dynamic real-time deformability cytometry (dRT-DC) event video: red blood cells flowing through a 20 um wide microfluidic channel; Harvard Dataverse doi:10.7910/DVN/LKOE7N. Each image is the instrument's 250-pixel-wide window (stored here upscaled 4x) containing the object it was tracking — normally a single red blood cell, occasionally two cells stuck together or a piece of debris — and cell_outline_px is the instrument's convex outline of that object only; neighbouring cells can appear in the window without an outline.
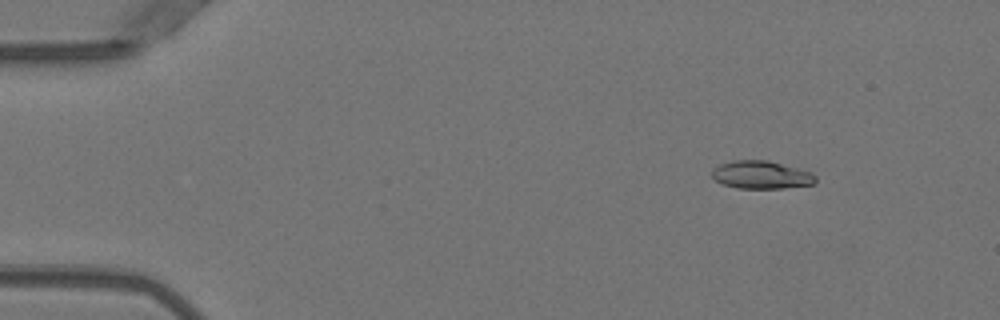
{"species": "Egyptian fruit bat (a non-hibernating species)", "species_latin": "Rousettus aegyptiacus", "temperature_condition": "warm", "stored_images_in_passage": 5, "camera_frame_rate_fps": 3000, "um_per_image_px": 0.085, "animal": {"sex": "female"}, "frame": {"image": 1, "passage_image": 1, "time_ms": 0.0, "image_size_px": [1000, 320], "cell_outline_px": [[816, 180], [812, 184], [784, 188], [736, 188], [720, 184], [712, 176], [712, 168], [720, 164], [732, 160], [768, 160], [812, 172], [816, 176]], "centroid_in_image_um": [64.67, 14.86], "position_along_channel_um": 20.3, "area_um2": 16.94}}
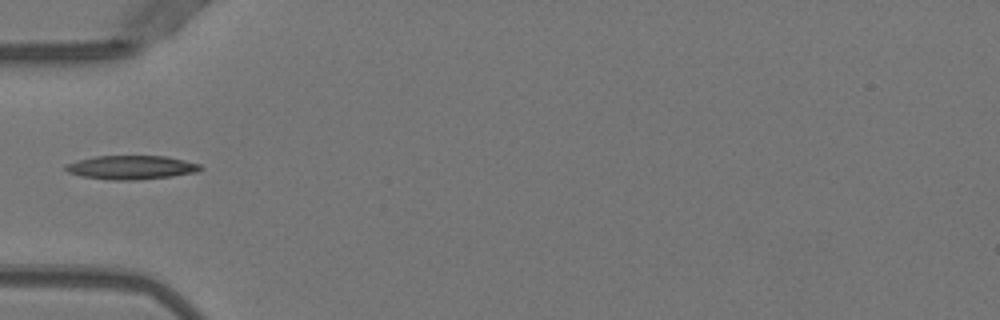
{"frame": {"image": 2, "passage_image": 4, "time_ms": 1.0, "image_size_px": [1000, 320], "cell_outline_px": [[204, 168], [196, 172], [172, 176], [136, 180], [108, 180], [80, 176], [68, 172], [64, 168], [68, 164], [80, 160], [96, 156], [164, 156], [184, 160], [200, 164]], "centroid_in_image_um": [11.18, 14.24], "position_along_channel_um": 73.8, "area_um2": 18.61}}
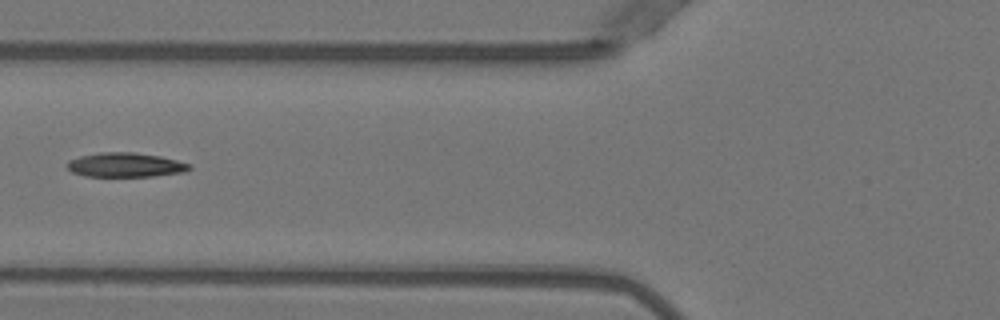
{"frame": {"image": 3, "passage_image": 5, "time_ms": 1.333, "image_size_px": [1000, 320], "cell_outline_px": [[192, 168], [188, 172], [152, 176], [84, 176], [72, 172], [64, 164], [68, 160], [80, 156], [100, 152], [136, 152], [160, 156], [192, 164]], "centroid_in_image_um": [10.67, 14.01], "position_along_channel_um": 115.1, "area_um2": 17.57}}